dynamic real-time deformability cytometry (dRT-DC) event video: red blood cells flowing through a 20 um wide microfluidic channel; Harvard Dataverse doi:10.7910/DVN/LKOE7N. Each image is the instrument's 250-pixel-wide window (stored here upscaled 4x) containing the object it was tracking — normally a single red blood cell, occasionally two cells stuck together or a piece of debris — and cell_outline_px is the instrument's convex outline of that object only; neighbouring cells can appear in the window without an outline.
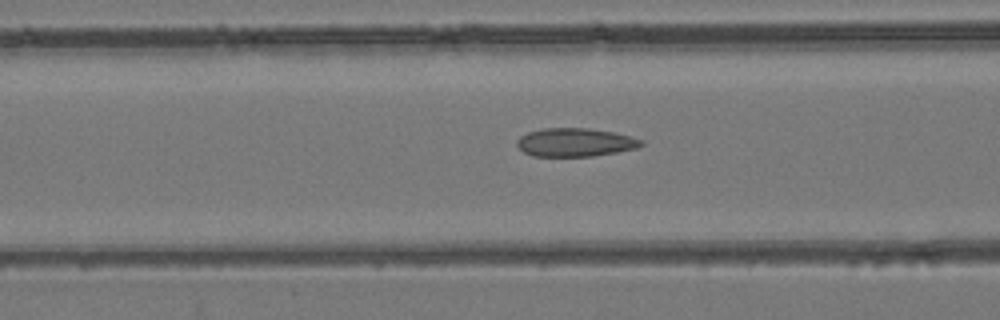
{"species": "common noctule bat (a hibernating species)", "species_latin": "Nyctalus noctula", "temperature_condition": "room temperature", "stored_images_in_passage": 37, "camera_frame_rate_fps": 3000, "um_per_image_px": 0.085, "animal": {"sex": "female", "body_mass_g": 24.6, "forearm_length_mm": 56.2}, "frame": {"image": 1, "passage_image": 14, "time_ms": 4.333, "image_size_px": [1000, 320], "cell_outline_px": [[644, 144], [636, 148], [616, 152], [592, 156], [532, 156], [524, 152], [516, 144], [516, 140], [520, 136], [528, 132], [544, 128], [588, 128], [612, 132], [644, 140]], "centroid_in_image_um": [48.86, 12.1], "position_along_channel_um": 117.7, "area_um2": 20.46}}
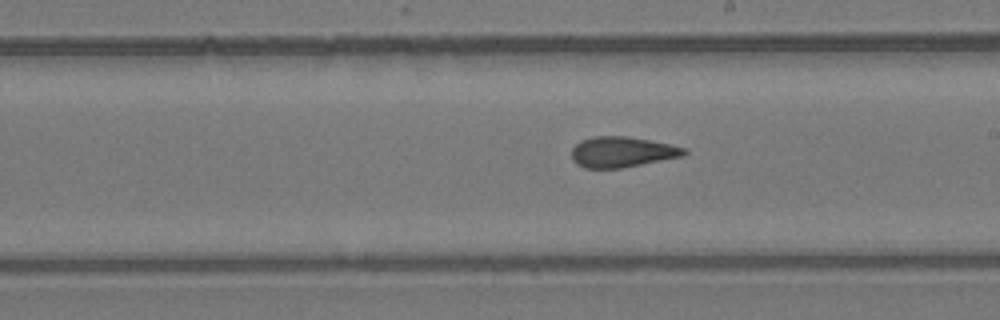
{"frame": {"image": 2, "passage_image": 23, "time_ms": 7.333, "image_size_px": [1000, 320], "cell_outline_px": [[688, 152], [684, 156], [620, 168], [584, 168], [576, 164], [572, 160], [572, 148], [580, 140], [592, 136], [628, 136], [668, 144], [684, 148]], "centroid_in_image_um": [52.83, 12.91], "position_along_channel_um": 236.2, "area_um2": 20.0}}
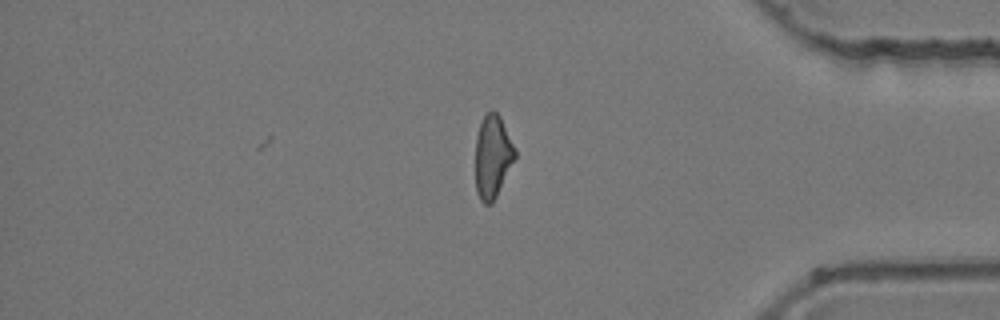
{"frame": {"image": 3, "passage_image": 37, "time_ms": 12.0, "image_size_px": [1000, 320], "cell_outline_px": [[516, 156], [492, 204], [484, 204], [480, 200], [476, 192], [476, 136], [480, 120], [492, 108], [500, 116], [516, 148]], "centroid_in_image_um": [41.87, 13.28], "position_along_channel_um": 393.3, "area_um2": 19.19}, "authors_computed_cell_mechanics": {"area_um2": 20.519, "velocity_mm_per_s": 3.9415, "shape_relaxation_time_tau1_ms": null, "shape_relaxation_time_tau2_ms": 2.3071, "deformation_change_tau1": null, "deformation_change_tau2": 0.0914}}